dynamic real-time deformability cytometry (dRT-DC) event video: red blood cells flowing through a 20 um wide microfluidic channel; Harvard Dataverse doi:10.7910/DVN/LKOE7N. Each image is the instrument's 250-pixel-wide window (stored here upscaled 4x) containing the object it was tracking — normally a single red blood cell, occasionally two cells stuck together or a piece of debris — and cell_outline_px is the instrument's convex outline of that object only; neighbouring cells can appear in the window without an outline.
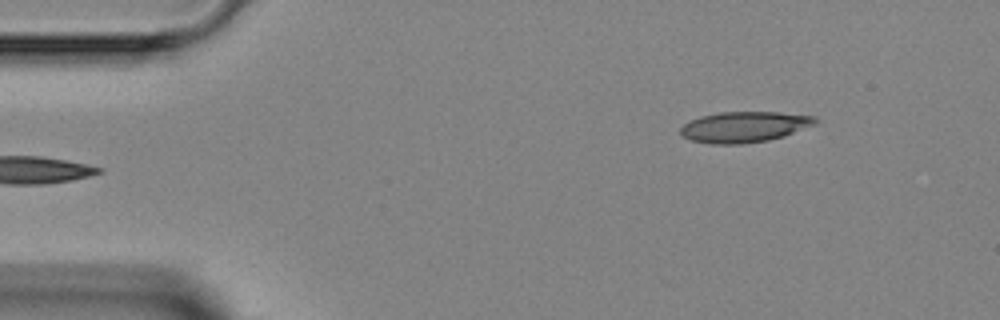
{"species": "Egyptian fruit bat (a non-hibernating species)", "species_latin": "Rousettus aegyptiacus", "temperature_condition": "room temperature", "stored_images_in_passage": 3, "segment_of_instrument_passage": [2, 2], "camera_frame_rate_fps": 3000, "um_per_image_px": 0.085, "animal": {"sex": "female"}, "frame": {"image": 1, "passage_image": 3, "time_ms": 2.333, "image_size_px": [1000, 320], "cell_outline_px": [[820, 120], [816, 124], [784, 136], [768, 140], [740, 144], [708, 144], [692, 140], [680, 136], [680, 128], [684, 124], [700, 116], [720, 112], [780, 112], [816, 116]], "centroid_in_image_um": [63.28, 10.78], "position_along_channel_um": 21.7, "area_um2": 24.33}}